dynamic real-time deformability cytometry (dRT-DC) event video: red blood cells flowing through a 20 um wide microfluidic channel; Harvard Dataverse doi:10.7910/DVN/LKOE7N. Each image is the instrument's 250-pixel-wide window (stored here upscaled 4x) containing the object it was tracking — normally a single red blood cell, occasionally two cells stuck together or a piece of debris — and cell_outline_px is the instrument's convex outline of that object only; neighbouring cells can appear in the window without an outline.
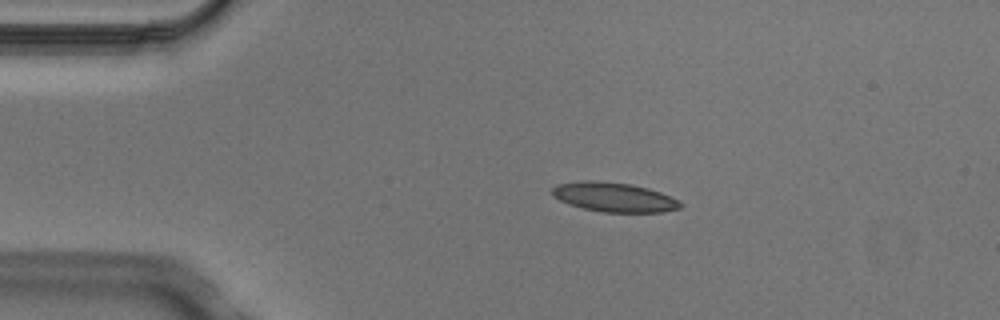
{"species": "Egyptian fruit bat (a non-hibernating species)", "species_latin": "Rousettus aegyptiacus", "temperature_condition": "cold", "stored_images_in_passage": 2, "camera_frame_rate_fps": 3000, "um_per_image_px": 0.085, "animal": {"sex": "male"}, "frame": {"image": 1, "passage_image": 1, "time_ms": 0.0, "image_size_px": [1000, 320], "cell_outline_px": [[684, 204], [680, 208], [664, 212], [600, 212], [568, 204], [552, 196], [552, 188], [556, 184], [580, 180], [596, 180], [628, 184], [648, 188], [660, 192], [680, 200]], "centroid_in_image_um": [52.19, 16.75], "position_along_channel_um": 32.8, "area_um2": 22.14}}